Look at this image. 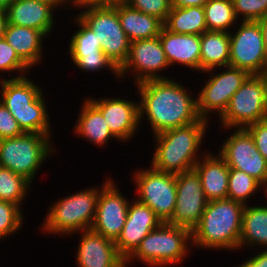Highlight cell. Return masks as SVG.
<instances>
[{"mask_svg": "<svg viewBox=\"0 0 267 267\" xmlns=\"http://www.w3.org/2000/svg\"><path fill=\"white\" fill-rule=\"evenodd\" d=\"M18 122L9 110L0 102V140L23 135Z\"/></svg>", "mask_w": 267, "mask_h": 267, "instance_id": "37", "label": "cell"}, {"mask_svg": "<svg viewBox=\"0 0 267 267\" xmlns=\"http://www.w3.org/2000/svg\"><path fill=\"white\" fill-rule=\"evenodd\" d=\"M133 178L137 188L135 199L151 208L162 222H167L175 209L176 174L156 170L150 165L135 171Z\"/></svg>", "mask_w": 267, "mask_h": 267, "instance_id": "10", "label": "cell"}, {"mask_svg": "<svg viewBox=\"0 0 267 267\" xmlns=\"http://www.w3.org/2000/svg\"><path fill=\"white\" fill-rule=\"evenodd\" d=\"M99 187L65 196L51 205L41 230L46 234L72 235L91 228L95 218Z\"/></svg>", "mask_w": 267, "mask_h": 267, "instance_id": "6", "label": "cell"}, {"mask_svg": "<svg viewBox=\"0 0 267 267\" xmlns=\"http://www.w3.org/2000/svg\"><path fill=\"white\" fill-rule=\"evenodd\" d=\"M230 34L221 31H205L201 35L200 73L217 71L229 66Z\"/></svg>", "mask_w": 267, "mask_h": 267, "instance_id": "27", "label": "cell"}, {"mask_svg": "<svg viewBox=\"0 0 267 267\" xmlns=\"http://www.w3.org/2000/svg\"><path fill=\"white\" fill-rule=\"evenodd\" d=\"M75 24L78 30L70 38L69 55L71 63L79 70L87 72H98L109 69L120 79L119 68L113 61L102 51L101 44L93 31L78 17H75ZM103 69V70H102Z\"/></svg>", "mask_w": 267, "mask_h": 267, "instance_id": "17", "label": "cell"}, {"mask_svg": "<svg viewBox=\"0 0 267 267\" xmlns=\"http://www.w3.org/2000/svg\"><path fill=\"white\" fill-rule=\"evenodd\" d=\"M218 152L229 168L243 171L267 187V160L257 150L253 137L245 128H236L229 134Z\"/></svg>", "mask_w": 267, "mask_h": 267, "instance_id": "13", "label": "cell"}, {"mask_svg": "<svg viewBox=\"0 0 267 267\" xmlns=\"http://www.w3.org/2000/svg\"><path fill=\"white\" fill-rule=\"evenodd\" d=\"M259 189L263 190L265 187L254 177L235 168H229L228 199L248 205L250 196Z\"/></svg>", "mask_w": 267, "mask_h": 267, "instance_id": "32", "label": "cell"}, {"mask_svg": "<svg viewBox=\"0 0 267 267\" xmlns=\"http://www.w3.org/2000/svg\"><path fill=\"white\" fill-rule=\"evenodd\" d=\"M263 191H265V197L267 198V187Z\"/></svg>", "mask_w": 267, "mask_h": 267, "instance_id": "48", "label": "cell"}, {"mask_svg": "<svg viewBox=\"0 0 267 267\" xmlns=\"http://www.w3.org/2000/svg\"><path fill=\"white\" fill-rule=\"evenodd\" d=\"M7 23L36 29L46 37L53 32L55 8L37 0H15L6 10Z\"/></svg>", "mask_w": 267, "mask_h": 267, "instance_id": "21", "label": "cell"}, {"mask_svg": "<svg viewBox=\"0 0 267 267\" xmlns=\"http://www.w3.org/2000/svg\"><path fill=\"white\" fill-rule=\"evenodd\" d=\"M130 7L157 17L163 23L171 10L170 0H126Z\"/></svg>", "mask_w": 267, "mask_h": 267, "instance_id": "36", "label": "cell"}, {"mask_svg": "<svg viewBox=\"0 0 267 267\" xmlns=\"http://www.w3.org/2000/svg\"><path fill=\"white\" fill-rule=\"evenodd\" d=\"M245 205L231 199L208 201L199 224L192 230L197 248L237 250Z\"/></svg>", "mask_w": 267, "mask_h": 267, "instance_id": "3", "label": "cell"}, {"mask_svg": "<svg viewBox=\"0 0 267 267\" xmlns=\"http://www.w3.org/2000/svg\"><path fill=\"white\" fill-rule=\"evenodd\" d=\"M258 76L262 79L264 84L265 93L267 96V63L264 65Z\"/></svg>", "mask_w": 267, "mask_h": 267, "instance_id": "45", "label": "cell"}, {"mask_svg": "<svg viewBox=\"0 0 267 267\" xmlns=\"http://www.w3.org/2000/svg\"><path fill=\"white\" fill-rule=\"evenodd\" d=\"M31 185L33 184L24 176L0 167V200L10 201L22 207Z\"/></svg>", "mask_w": 267, "mask_h": 267, "instance_id": "31", "label": "cell"}, {"mask_svg": "<svg viewBox=\"0 0 267 267\" xmlns=\"http://www.w3.org/2000/svg\"><path fill=\"white\" fill-rule=\"evenodd\" d=\"M70 2V5L68 6H72L77 0H68Z\"/></svg>", "mask_w": 267, "mask_h": 267, "instance_id": "47", "label": "cell"}, {"mask_svg": "<svg viewBox=\"0 0 267 267\" xmlns=\"http://www.w3.org/2000/svg\"><path fill=\"white\" fill-rule=\"evenodd\" d=\"M209 0H170L171 8L203 7Z\"/></svg>", "mask_w": 267, "mask_h": 267, "instance_id": "41", "label": "cell"}, {"mask_svg": "<svg viewBox=\"0 0 267 267\" xmlns=\"http://www.w3.org/2000/svg\"><path fill=\"white\" fill-rule=\"evenodd\" d=\"M81 104L82 107L74 127L75 135L100 147L107 145L109 140H118L110 131L101 111L88 98Z\"/></svg>", "mask_w": 267, "mask_h": 267, "instance_id": "26", "label": "cell"}, {"mask_svg": "<svg viewBox=\"0 0 267 267\" xmlns=\"http://www.w3.org/2000/svg\"><path fill=\"white\" fill-rule=\"evenodd\" d=\"M81 232L75 256L78 267H125V259L118 253L113 240L91 229Z\"/></svg>", "mask_w": 267, "mask_h": 267, "instance_id": "20", "label": "cell"}, {"mask_svg": "<svg viewBox=\"0 0 267 267\" xmlns=\"http://www.w3.org/2000/svg\"><path fill=\"white\" fill-rule=\"evenodd\" d=\"M238 267H267V249H263L262 252H258Z\"/></svg>", "mask_w": 267, "mask_h": 267, "instance_id": "40", "label": "cell"}, {"mask_svg": "<svg viewBox=\"0 0 267 267\" xmlns=\"http://www.w3.org/2000/svg\"><path fill=\"white\" fill-rule=\"evenodd\" d=\"M114 8L130 42L156 38L164 27V23L157 17L140 12L125 2Z\"/></svg>", "mask_w": 267, "mask_h": 267, "instance_id": "25", "label": "cell"}, {"mask_svg": "<svg viewBox=\"0 0 267 267\" xmlns=\"http://www.w3.org/2000/svg\"><path fill=\"white\" fill-rule=\"evenodd\" d=\"M162 223L151 208L133 199L129 203L125 225L115 241L118 253L126 260L142 239Z\"/></svg>", "mask_w": 267, "mask_h": 267, "instance_id": "19", "label": "cell"}, {"mask_svg": "<svg viewBox=\"0 0 267 267\" xmlns=\"http://www.w3.org/2000/svg\"><path fill=\"white\" fill-rule=\"evenodd\" d=\"M170 65L162 48L159 36L152 39L135 40L130 42L127 60L119 68L120 78L126 74L133 75L135 85L156 79L168 77L159 73L167 70Z\"/></svg>", "mask_w": 267, "mask_h": 267, "instance_id": "14", "label": "cell"}, {"mask_svg": "<svg viewBox=\"0 0 267 267\" xmlns=\"http://www.w3.org/2000/svg\"><path fill=\"white\" fill-rule=\"evenodd\" d=\"M95 34L102 51L120 68L127 60L130 41L114 7L87 8L76 14Z\"/></svg>", "mask_w": 267, "mask_h": 267, "instance_id": "9", "label": "cell"}, {"mask_svg": "<svg viewBox=\"0 0 267 267\" xmlns=\"http://www.w3.org/2000/svg\"><path fill=\"white\" fill-rule=\"evenodd\" d=\"M208 120L200 118L187 126L166 130L154 135L155 152L151 166L159 171L178 174L192 170L202 155H199Z\"/></svg>", "mask_w": 267, "mask_h": 267, "instance_id": "2", "label": "cell"}, {"mask_svg": "<svg viewBox=\"0 0 267 267\" xmlns=\"http://www.w3.org/2000/svg\"><path fill=\"white\" fill-rule=\"evenodd\" d=\"M193 169L208 201L227 199L229 167L219 154L204 153Z\"/></svg>", "mask_w": 267, "mask_h": 267, "instance_id": "23", "label": "cell"}, {"mask_svg": "<svg viewBox=\"0 0 267 267\" xmlns=\"http://www.w3.org/2000/svg\"><path fill=\"white\" fill-rule=\"evenodd\" d=\"M222 68L223 72L221 70L213 75L210 70L204 72L209 73L210 76L196 96L197 112L202 119L209 120L210 114L214 113L218 115L219 119L228 108L233 94L249 76L246 71L239 68L231 66Z\"/></svg>", "mask_w": 267, "mask_h": 267, "instance_id": "11", "label": "cell"}, {"mask_svg": "<svg viewBox=\"0 0 267 267\" xmlns=\"http://www.w3.org/2000/svg\"><path fill=\"white\" fill-rule=\"evenodd\" d=\"M15 0H0V9L6 10Z\"/></svg>", "mask_w": 267, "mask_h": 267, "instance_id": "46", "label": "cell"}, {"mask_svg": "<svg viewBox=\"0 0 267 267\" xmlns=\"http://www.w3.org/2000/svg\"><path fill=\"white\" fill-rule=\"evenodd\" d=\"M37 1L47 3L51 6H53L55 9H57L59 7L62 8L66 4L68 5V3H70L68 0H37Z\"/></svg>", "mask_w": 267, "mask_h": 267, "instance_id": "44", "label": "cell"}, {"mask_svg": "<svg viewBox=\"0 0 267 267\" xmlns=\"http://www.w3.org/2000/svg\"><path fill=\"white\" fill-rule=\"evenodd\" d=\"M245 129L253 137L257 150L267 160V119L251 124Z\"/></svg>", "mask_w": 267, "mask_h": 267, "instance_id": "38", "label": "cell"}, {"mask_svg": "<svg viewBox=\"0 0 267 267\" xmlns=\"http://www.w3.org/2000/svg\"><path fill=\"white\" fill-rule=\"evenodd\" d=\"M23 219L19 205L0 200V240L16 234L22 228Z\"/></svg>", "mask_w": 267, "mask_h": 267, "instance_id": "33", "label": "cell"}, {"mask_svg": "<svg viewBox=\"0 0 267 267\" xmlns=\"http://www.w3.org/2000/svg\"><path fill=\"white\" fill-rule=\"evenodd\" d=\"M6 25H7L6 11L0 9V38L4 37Z\"/></svg>", "mask_w": 267, "mask_h": 267, "instance_id": "43", "label": "cell"}, {"mask_svg": "<svg viewBox=\"0 0 267 267\" xmlns=\"http://www.w3.org/2000/svg\"><path fill=\"white\" fill-rule=\"evenodd\" d=\"M30 68L18 57L15 50L7 43L4 37L0 38V75L9 72L17 73L15 78L29 74ZM5 71V72H4Z\"/></svg>", "mask_w": 267, "mask_h": 267, "instance_id": "34", "label": "cell"}, {"mask_svg": "<svg viewBox=\"0 0 267 267\" xmlns=\"http://www.w3.org/2000/svg\"><path fill=\"white\" fill-rule=\"evenodd\" d=\"M191 231L184 227L163 222L148 233L136 250L125 260V267L133 260L149 267H166L182 263L192 245ZM135 258V259H134ZM128 262V263H127Z\"/></svg>", "mask_w": 267, "mask_h": 267, "instance_id": "5", "label": "cell"}, {"mask_svg": "<svg viewBox=\"0 0 267 267\" xmlns=\"http://www.w3.org/2000/svg\"><path fill=\"white\" fill-rule=\"evenodd\" d=\"M219 119L225 130L246 128L267 119V96L263 81L258 75H249L246 78Z\"/></svg>", "mask_w": 267, "mask_h": 267, "instance_id": "8", "label": "cell"}, {"mask_svg": "<svg viewBox=\"0 0 267 267\" xmlns=\"http://www.w3.org/2000/svg\"><path fill=\"white\" fill-rule=\"evenodd\" d=\"M232 3L236 19L240 22L257 21L267 15V0H232Z\"/></svg>", "mask_w": 267, "mask_h": 267, "instance_id": "35", "label": "cell"}, {"mask_svg": "<svg viewBox=\"0 0 267 267\" xmlns=\"http://www.w3.org/2000/svg\"><path fill=\"white\" fill-rule=\"evenodd\" d=\"M0 80V102L9 110L22 131L52 138L50 116L39 85L27 76L8 79L2 77Z\"/></svg>", "mask_w": 267, "mask_h": 267, "instance_id": "4", "label": "cell"}, {"mask_svg": "<svg viewBox=\"0 0 267 267\" xmlns=\"http://www.w3.org/2000/svg\"><path fill=\"white\" fill-rule=\"evenodd\" d=\"M244 246L267 249V205H245L238 249Z\"/></svg>", "mask_w": 267, "mask_h": 267, "instance_id": "28", "label": "cell"}, {"mask_svg": "<svg viewBox=\"0 0 267 267\" xmlns=\"http://www.w3.org/2000/svg\"><path fill=\"white\" fill-rule=\"evenodd\" d=\"M129 203L114 180L107 177L100 189L90 229L115 242L125 225Z\"/></svg>", "mask_w": 267, "mask_h": 267, "instance_id": "16", "label": "cell"}, {"mask_svg": "<svg viewBox=\"0 0 267 267\" xmlns=\"http://www.w3.org/2000/svg\"><path fill=\"white\" fill-rule=\"evenodd\" d=\"M88 99L101 111L118 142L126 143L134 138L140 127L138 102L119 97Z\"/></svg>", "mask_w": 267, "mask_h": 267, "instance_id": "18", "label": "cell"}, {"mask_svg": "<svg viewBox=\"0 0 267 267\" xmlns=\"http://www.w3.org/2000/svg\"><path fill=\"white\" fill-rule=\"evenodd\" d=\"M126 0H77L72 6L79 9L115 7Z\"/></svg>", "mask_w": 267, "mask_h": 267, "instance_id": "39", "label": "cell"}, {"mask_svg": "<svg viewBox=\"0 0 267 267\" xmlns=\"http://www.w3.org/2000/svg\"><path fill=\"white\" fill-rule=\"evenodd\" d=\"M203 7L207 30L229 33L237 27L232 0H209Z\"/></svg>", "mask_w": 267, "mask_h": 267, "instance_id": "30", "label": "cell"}, {"mask_svg": "<svg viewBox=\"0 0 267 267\" xmlns=\"http://www.w3.org/2000/svg\"><path fill=\"white\" fill-rule=\"evenodd\" d=\"M164 28L177 34L202 35L207 31L204 7L171 8Z\"/></svg>", "mask_w": 267, "mask_h": 267, "instance_id": "29", "label": "cell"}, {"mask_svg": "<svg viewBox=\"0 0 267 267\" xmlns=\"http://www.w3.org/2000/svg\"><path fill=\"white\" fill-rule=\"evenodd\" d=\"M176 191L175 209L166 223L192 232L199 224L208 203L198 173L192 169L176 174Z\"/></svg>", "mask_w": 267, "mask_h": 267, "instance_id": "15", "label": "cell"}, {"mask_svg": "<svg viewBox=\"0 0 267 267\" xmlns=\"http://www.w3.org/2000/svg\"><path fill=\"white\" fill-rule=\"evenodd\" d=\"M159 38L170 66L178 63L200 71L201 35L177 34L163 27Z\"/></svg>", "mask_w": 267, "mask_h": 267, "instance_id": "22", "label": "cell"}, {"mask_svg": "<svg viewBox=\"0 0 267 267\" xmlns=\"http://www.w3.org/2000/svg\"><path fill=\"white\" fill-rule=\"evenodd\" d=\"M137 86L139 122L148 119L152 134L197 122V100L174 79L148 80ZM146 115V117H145ZM142 119V120H141Z\"/></svg>", "mask_w": 267, "mask_h": 267, "instance_id": "1", "label": "cell"}, {"mask_svg": "<svg viewBox=\"0 0 267 267\" xmlns=\"http://www.w3.org/2000/svg\"><path fill=\"white\" fill-rule=\"evenodd\" d=\"M45 35L36 29L6 25L4 39L15 50L18 57L31 69L43 59L42 43Z\"/></svg>", "mask_w": 267, "mask_h": 267, "instance_id": "24", "label": "cell"}, {"mask_svg": "<svg viewBox=\"0 0 267 267\" xmlns=\"http://www.w3.org/2000/svg\"><path fill=\"white\" fill-rule=\"evenodd\" d=\"M238 26L235 32H229V66L258 75L267 63L261 27L257 21H242Z\"/></svg>", "mask_w": 267, "mask_h": 267, "instance_id": "12", "label": "cell"}, {"mask_svg": "<svg viewBox=\"0 0 267 267\" xmlns=\"http://www.w3.org/2000/svg\"><path fill=\"white\" fill-rule=\"evenodd\" d=\"M257 22L259 23L264 39V49L267 56V15L263 16L262 18L258 19Z\"/></svg>", "mask_w": 267, "mask_h": 267, "instance_id": "42", "label": "cell"}, {"mask_svg": "<svg viewBox=\"0 0 267 267\" xmlns=\"http://www.w3.org/2000/svg\"><path fill=\"white\" fill-rule=\"evenodd\" d=\"M51 139L44 134L24 133L0 140V167L8 168L33 183L40 166L56 152Z\"/></svg>", "mask_w": 267, "mask_h": 267, "instance_id": "7", "label": "cell"}]
</instances>
